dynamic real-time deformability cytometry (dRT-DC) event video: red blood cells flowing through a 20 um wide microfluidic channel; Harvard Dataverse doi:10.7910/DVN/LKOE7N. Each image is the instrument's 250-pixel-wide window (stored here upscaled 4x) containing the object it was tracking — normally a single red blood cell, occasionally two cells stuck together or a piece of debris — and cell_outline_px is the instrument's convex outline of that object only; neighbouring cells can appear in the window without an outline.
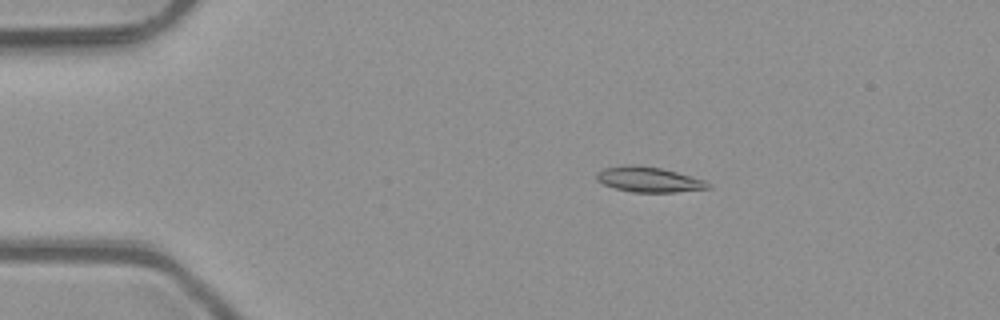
{"species": "common noctule bat (a hibernating species)", "species_latin": "Nyctalus noctula", "temperature_condition": "room temperature", "stored_images_in_passage": 44, "camera_frame_rate_fps": 3000, "um_per_image_px": 0.085, "animal": {"sex": "male", "body_mass_g": 23.1, "forearm_length_mm": 52.7}, "frame": {"image": 1, "passage_image": 3, "time_ms": 0.667, "image_size_px": [1000, 320], "cell_outline_px": [[712, 188], [676, 192], [632, 192], [616, 188], [604, 184], [596, 180], [596, 172], [604, 168], [624, 164], [640, 164], [660, 168], [676, 172], [704, 180], [712, 184]], "centroid_in_image_um": [55.14, 15.24], "position_along_channel_um": 29.9, "area_um2": 16.53}}
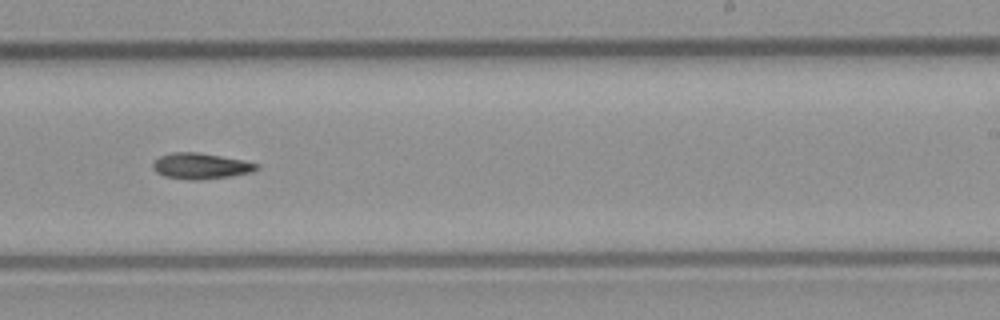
{"frame": {"image": 2, "passage_image": 25, "time_ms": 8.0, "image_size_px": [1000, 320], "cell_outline_px": [[260, 168], [252, 172], [228, 176], [200, 180], [188, 180], [164, 176], [156, 172], [152, 168], [152, 160], [160, 156], [172, 152], [196, 152], [244, 160], [260, 164]], "centroid_in_image_um": [17.04, 14.11], "position_along_channel_um": 272.0, "area_um2": 15.78}}
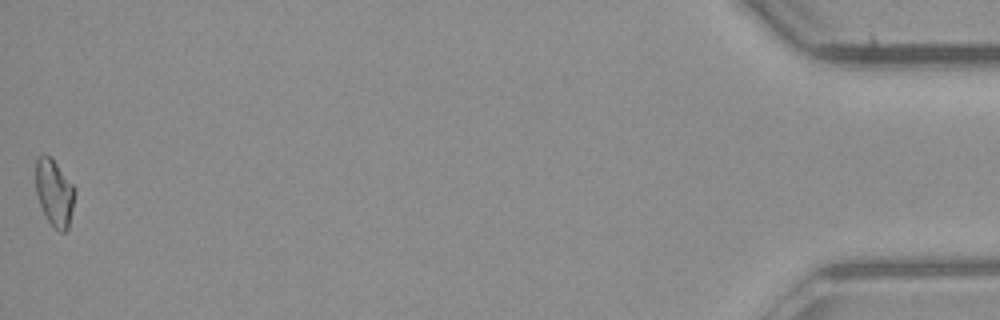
{"frame": {"image": 3, "passage_image": 44, "time_ms": 14.333, "image_size_px": [1000, 320], "cell_outline_px": [[76, 192], [68, 228], [64, 232], [60, 232], [48, 220], [40, 204], [36, 192], [36, 156], [44, 152], [52, 156], [76, 188]], "centroid_in_image_um": [4.63, 16.29], "position_along_channel_um": 430.6, "area_um2": 15.43}}